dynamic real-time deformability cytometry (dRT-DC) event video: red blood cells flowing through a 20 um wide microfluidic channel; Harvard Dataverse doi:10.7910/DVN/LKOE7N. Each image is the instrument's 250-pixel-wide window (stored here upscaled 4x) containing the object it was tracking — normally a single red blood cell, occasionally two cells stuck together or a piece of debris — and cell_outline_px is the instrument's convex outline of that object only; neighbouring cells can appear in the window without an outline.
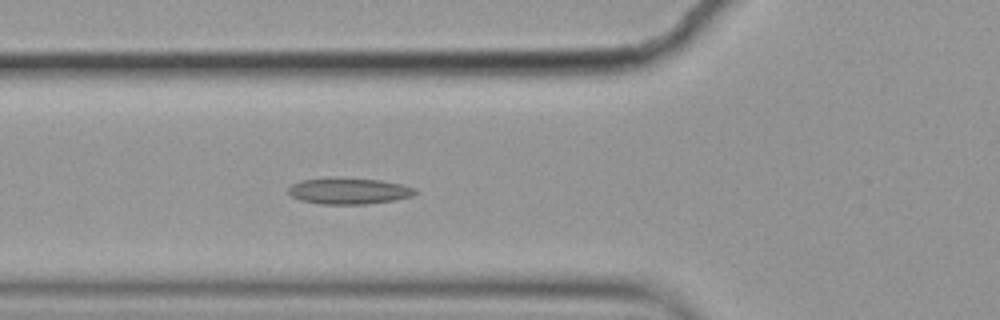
{"species": "common noctule bat (a hibernating species)", "species_latin": "Nyctalus noctula", "temperature_condition": "cold", "stored_images_in_passage": 3, "camera_frame_rate_fps": 3000, "um_per_image_px": 0.085, "animal": {"sex": "female", "body_mass_g": 19.9}, "frame": {"image": 1, "passage_image": 3, "time_ms": 0.667, "image_size_px": [1000, 320], "cell_outline_px": [[416, 192], [412, 196], [396, 200], [364, 204], [320, 204], [300, 200], [292, 196], [288, 192], [288, 188], [292, 184], [300, 180], [380, 180], [400, 184], [416, 188]], "centroid_in_image_um": [29.68, 16.28], "position_along_channel_um": 96.1, "area_um2": 18.55}}